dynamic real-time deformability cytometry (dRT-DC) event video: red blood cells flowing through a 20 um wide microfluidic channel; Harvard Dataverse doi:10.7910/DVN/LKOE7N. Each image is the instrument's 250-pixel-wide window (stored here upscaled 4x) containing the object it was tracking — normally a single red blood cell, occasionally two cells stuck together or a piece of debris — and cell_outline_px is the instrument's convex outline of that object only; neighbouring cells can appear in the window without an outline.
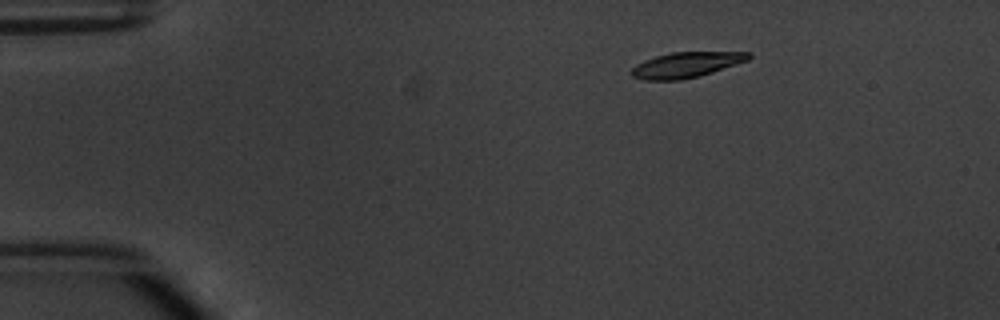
{"species": "common noctule bat (a hibernating species)", "species_latin": "Nyctalus noctula", "temperature_condition": "warm", "stored_images_in_passage": 5, "camera_frame_rate_fps": 3000, "um_per_image_px": 0.085, "animal": {"sex": "male", "body_mass_g": 20.1, "forearm_length_mm": 53.5}, "frame": {"image": 1, "passage_image": 3, "time_ms": 2.333, "image_size_px": [1000, 320], "cell_outline_px": [[752, 56], [748, 60], [712, 72], [680, 80], [648, 80], [632, 76], [628, 72], [636, 64], [644, 60], [656, 56], [672, 52], [752, 52]], "centroid_in_image_um": [58.3, 5.5], "position_along_channel_um": 26.7, "area_um2": 17.22}}